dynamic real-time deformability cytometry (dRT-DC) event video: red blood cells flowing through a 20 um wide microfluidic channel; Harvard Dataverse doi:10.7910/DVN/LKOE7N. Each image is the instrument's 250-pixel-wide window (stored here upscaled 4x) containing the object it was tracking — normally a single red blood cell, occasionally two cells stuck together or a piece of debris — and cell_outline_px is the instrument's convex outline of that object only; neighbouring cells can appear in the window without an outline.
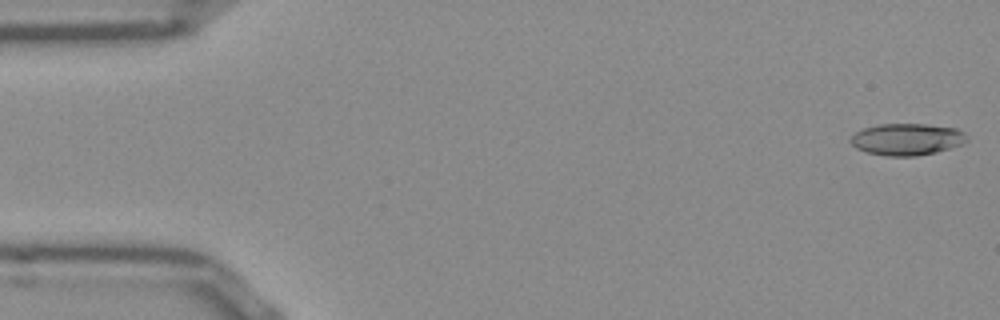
{"species": "Egyptian fruit bat (a non-hibernating species)", "species_latin": "Rousettus aegyptiacus", "temperature_condition": "room temperature", "stored_images_in_passage": 52, "camera_frame_rate_fps": 3000, "um_per_image_px": 0.085, "frame": {"image": 1, "passage_image": 1, "time_ms": 0.0, "image_size_px": [1000, 320], "cell_outline_px": [[968, 140], [964, 144], [936, 152], [916, 156], [884, 156], [868, 152], [856, 148], [848, 140], [856, 132], [864, 128], [880, 124], [924, 124], [956, 128], [964, 132], [968, 136]], "centroid_in_image_um": [77.11, 11.84], "position_along_channel_um": 7.9, "area_um2": 21.62}}
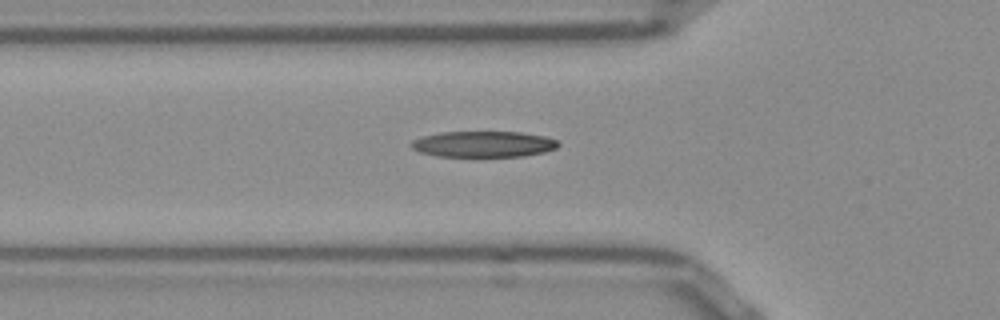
{"frame": {"image": 2, "passage_image": 17, "time_ms": 5.333, "image_size_px": [1000, 320], "cell_outline_px": [[560, 144], [556, 148], [544, 152], [524, 156], [436, 156], [420, 152], [412, 148], [412, 140], [424, 136], [440, 132], [520, 132], [544, 136], [556, 140]], "centroid_in_image_um": [41.1, 12.25], "position_along_channel_um": 84.7, "area_um2": 22.08}}
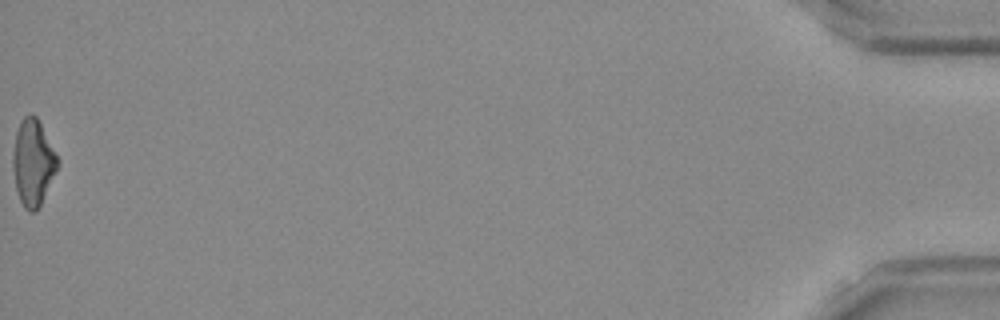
{"frame": {"image": 3, "passage_image": 52, "time_ms": 17.0, "image_size_px": [1000, 320], "cell_outline_px": [[60, 164], [36, 212], [28, 212], [24, 208], [20, 200], [16, 188], [12, 168], [12, 156], [16, 132], [20, 120], [24, 116], [32, 112], [36, 116], [56, 152], [60, 160]], "centroid_in_image_um": [2.8, 13.8], "position_along_channel_um": 432.4, "area_um2": 22.6}, "authors_computed_cell_mechanics": {"area_um2": 22.1952, "velocity_mm_per_s": 3.8957, "shape_relaxation_time_tau1_ms": 7.9702, "shape_relaxation_time_tau2_ms": 4.5076, "deformation_change_tau1": 0.2319, "deformation_change_tau2": 0.1518}}